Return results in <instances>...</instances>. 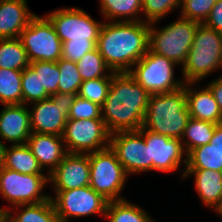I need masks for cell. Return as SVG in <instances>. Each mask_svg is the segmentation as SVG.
I'll return each instance as SVG.
<instances>
[{
  "label": "cell",
  "instance_id": "e0dca14e",
  "mask_svg": "<svg viewBox=\"0 0 222 222\" xmlns=\"http://www.w3.org/2000/svg\"><path fill=\"white\" fill-rule=\"evenodd\" d=\"M0 111V140L16 144H27L31 135L29 107L25 104L2 105ZM6 141V142H5Z\"/></svg>",
  "mask_w": 222,
  "mask_h": 222
},
{
  "label": "cell",
  "instance_id": "e575fe53",
  "mask_svg": "<svg viewBox=\"0 0 222 222\" xmlns=\"http://www.w3.org/2000/svg\"><path fill=\"white\" fill-rule=\"evenodd\" d=\"M30 66L39 75L41 86L51 96L58 93V82L60 79V72L57 62L53 61H35L30 62Z\"/></svg>",
  "mask_w": 222,
  "mask_h": 222
},
{
  "label": "cell",
  "instance_id": "30bf717a",
  "mask_svg": "<svg viewBox=\"0 0 222 222\" xmlns=\"http://www.w3.org/2000/svg\"><path fill=\"white\" fill-rule=\"evenodd\" d=\"M19 39L29 62H57L62 58V41L46 16L35 15L20 33Z\"/></svg>",
  "mask_w": 222,
  "mask_h": 222
},
{
  "label": "cell",
  "instance_id": "f35d334b",
  "mask_svg": "<svg viewBox=\"0 0 222 222\" xmlns=\"http://www.w3.org/2000/svg\"><path fill=\"white\" fill-rule=\"evenodd\" d=\"M206 86L211 90L214 98L216 99L222 115V76L219 75V77L210 81V83Z\"/></svg>",
  "mask_w": 222,
  "mask_h": 222
},
{
  "label": "cell",
  "instance_id": "60d3db41",
  "mask_svg": "<svg viewBox=\"0 0 222 222\" xmlns=\"http://www.w3.org/2000/svg\"><path fill=\"white\" fill-rule=\"evenodd\" d=\"M7 206L0 208V222H9V208H6Z\"/></svg>",
  "mask_w": 222,
  "mask_h": 222
},
{
  "label": "cell",
  "instance_id": "1f68e13d",
  "mask_svg": "<svg viewBox=\"0 0 222 222\" xmlns=\"http://www.w3.org/2000/svg\"><path fill=\"white\" fill-rule=\"evenodd\" d=\"M57 64L60 72L58 92L78 95L83 80L77 69L76 62L61 58L57 61Z\"/></svg>",
  "mask_w": 222,
  "mask_h": 222
},
{
  "label": "cell",
  "instance_id": "2e32d148",
  "mask_svg": "<svg viewBox=\"0 0 222 222\" xmlns=\"http://www.w3.org/2000/svg\"><path fill=\"white\" fill-rule=\"evenodd\" d=\"M89 154L68 153L49 175L53 191H68L90 184Z\"/></svg>",
  "mask_w": 222,
  "mask_h": 222
},
{
  "label": "cell",
  "instance_id": "ba28073f",
  "mask_svg": "<svg viewBox=\"0 0 222 222\" xmlns=\"http://www.w3.org/2000/svg\"><path fill=\"white\" fill-rule=\"evenodd\" d=\"M176 63L148 50L128 72L150 95L179 89L184 81L175 77Z\"/></svg>",
  "mask_w": 222,
  "mask_h": 222
},
{
  "label": "cell",
  "instance_id": "ffe728a7",
  "mask_svg": "<svg viewBox=\"0 0 222 222\" xmlns=\"http://www.w3.org/2000/svg\"><path fill=\"white\" fill-rule=\"evenodd\" d=\"M27 0H0V39L19 38L36 15Z\"/></svg>",
  "mask_w": 222,
  "mask_h": 222
},
{
  "label": "cell",
  "instance_id": "7402d4cb",
  "mask_svg": "<svg viewBox=\"0 0 222 222\" xmlns=\"http://www.w3.org/2000/svg\"><path fill=\"white\" fill-rule=\"evenodd\" d=\"M3 167L21 174L48 175L39 165L27 144L5 146Z\"/></svg>",
  "mask_w": 222,
  "mask_h": 222
},
{
  "label": "cell",
  "instance_id": "ac0fdd59",
  "mask_svg": "<svg viewBox=\"0 0 222 222\" xmlns=\"http://www.w3.org/2000/svg\"><path fill=\"white\" fill-rule=\"evenodd\" d=\"M27 145L42 169L48 168V175L68 154L62 137L54 134L31 133Z\"/></svg>",
  "mask_w": 222,
  "mask_h": 222
},
{
  "label": "cell",
  "instance_id": "d6a6232c",
  "mask_svg": "<svg viewBox=\"0 0 222 222\" xmlns=\"http://www.w3.org/2000/svg\"><path fill=\"white\" fill-rule=\"evenodd\" d=\"M112 77L111 71L106 77L83 81L78 95L102 106L107 98Z\"/></svg>",
  "mask_w": 222,
  "mask_h": 222
},
{
  "label": "cell",
  "instance_id": "3957f363",
  "mask_svg": "<svg viewBox=\"0 0 222 222\" xmlns=\"http://www.w3.org/2000/svg\"><path fill=\"white\" fill-rule=\"evenodd\" d=\"M62 41V58L77 62L96 48L103 22L96 21L82 8H59L45 15Z\"/></svg>",
  "mask_w": 222,
  "mask_h": 222
},
{
  "label": "cell",
  "instance_id": "83f0119b",
  "mask_svg": "<svg viewBox=\"0 0 222 222\" xmlns=\"http://www.w3.org/2000/svg\"><path fill=\"white\" fill-rule=\"evenodd\" d=\"M202 169L222 172V154L210 143L194 148L187 154L186 170Z\"/></svg>",
  "mask_w": 222,
  "mask_h": 222
},
{
  "label": "cell",
  "instance_id": "ab89813d",
  "mask_svg": "<svg viewBox=\"0 0 222 222\" xmlns=\"http://www.w3.org/2000/svg\"><path fill=\"white\" fill-rule=\"evenodd\" d=\"M209 143L222 154V123L216 125L214 134Z\"/></svg>",
  "mask_w": 222,
  "mask_h": 222
},
{
  "label": "cell",
  "instance_id": "5b68a950",
  "mask_svg": "<svg viewBox=\"0 0 222 222\" xmlns=\"http://www.w3.org/2000/svg\"><path fill=\"white\" fill-rule=\"evenodd\" d=\"M222 69V33L199 23L181 70L185 83H200L208 75Z\"/></svg>",
  "mask_w": 222,
  "mask_h": 222
},
{
  "label": "cell",
  "instance_id": "484cf974",
  "mask_svg": "<svg viewBox=\"0 0 222 222\" xmlns=\"http://www.w3.org/2000/svg\"><path fill=\"white\" fill-rule=\"evenodd\" d=\"M217 124L190 118L181 139L185 153L206 145L212 139Z\"/></svg>",
  "mask_w": 222,
  "mask_h": 222
},
{
  "label": "cell",
  "instance_id": "b9f144b4",
  "mask_svg": "<svg viewBox=\"0 0 222 222\" xmlns=\"http://www.w3.org/2000/svg\"><path fill=\"white\" fill-rule=\"evenodd\" d=\"M5 144L0 140V169L3 167Z\"/></svg>",
  "mask_w": 222,
  "mask_h": 222
},
{
  "label": "cell",
  "instance_id": "8d00e7d4",
  "mask_svg": "<svg viewBox=\"0 0 222 222\" xmlns=\"http://www.w3.org/2000/svg\"><path fill=\"white\" fill-rule=\"evenodd\" d=\"M68 119L87 120L102 119V109L97 103L76 95L75 100L70 108Z\"/></svg>",
  "mask_w": 222,
  "mask_h": 222
},
{
  "label": "cell",
  "instance_id": "d6986e66",
  "mask_svg": "<svg viewBox=\"0 0 222 222\" xmlns=\"http://www.w3.org/2000/svg\"><path fill=\"white\" fill-rule=\"evenodd\" d=\"M197 84L184 83L190 118L221 124V110L211 90L206 85L198 88Z\"/></svg>",
  "mask_w": 222,
  "mask_h": 222
},
{
  "label": "cell",
  "instance_id": "d590c367",
  "mask_svg": "<svg viewBox=\"0 0 222 222\" xmlns=\"http://www.w3.org/2000/svg\"><path fill=\"white\" fill-rule=\"evenodd\" d=\"M218 0H181L180 17L204 23Z\"/></svg>",
  "mask_w": 222,
  "mask_h": 222
},
{
  "label": "cell",
  "instance_id": "603a6c76",
  "mask_svg": "<svg viewBox=\"0 0 222 222\" xmlns=\"http://www.w3.org/2000/svg\"><path fill=\"white\" fill-rule=\"evenodd\" d=\"M100 12L106 21H142V0H98Z\"/></svg>",
  "mask_w": 222,
  "mask_h": 222
},
{
  "label": "cell",
  "instance_id": "d4e9b609",
  "mask_svg": "<svg viewBox=\"0 0 222 222\" xmlns=\"http://www.w3.org/2000/svg\"><path fill=\"white\" fill-rule=\"evenodd\" d=\"M105 218L108 222H154L144 208L128 199L109 201Z\"/></svg>",
  "mask_w": 222,
  "mask_h": 222
},
{
  "label": "cell",
  "instance_id": "6da1fadb",
  "mask_svg": "<svg viewBox=\"0 0 222 222\" xmlns=\"http://www.w3.org/2000/svg\"><path fill=\"white\" fill-rule=\"evenodd\" d=\"M96 47L112 72H129L149 50V23L103 21Z\"/></svg>",
  "mask_w": 222,
  "mask_h": 222
},
{
  "label": "cell",
  "instance_id": "7a4b0ae2",
  "mask_svg": "<svg viewBox=\"0 0 222 222\" xmlns=\"http://www.w3.org/2000/svg\"><path fill=\"white\" fill-rule=\"evenodd\" d=\"M150 94L128 73H115L102 109L108 131L139 130L148 108Z\"/></svg>",
  "mask_w": 222,
  "mask_h": 222
},
{
  "label": "cell",
  "instance_id": "74e56055",
  "mask_svg": "<svg viewBox=\"0 0 222 222\" xmlns=\"http://www.w3.org/2000/svg\"><path fill=\"white\" fill-rule=\"evenodd\" d=\"M204 24L219 33H222V0H218Z\"/></svg>",
  "mask_w": 222,
  "mask_h": 222
},
{
  "label": "cell",
  "instance_id": "7bdbcfd3",
  "mask_svg": "<svg viewBox=\"0 0 222 222\" xmlns=\"http://www.w3.org/2000/svg\"><path fill=\"white\" fill-rule=\"evenodd\" d=\"M216 214H218L222 219V205L216 210Z\"/></svg>",
  "mask_w": 222,
  "mask_h": 222
},
{
  "label": "cell",
  "instance_id": "8992f818",
  "mask_svg": "<svg viewBox=\"0 0 222 222\" xmlns=\"http://www.w3.org/2000/svg\"><path fill=\"white\" fill-rule=\"evenodd\" d=\"M159 21L149 23V50L183 66L199 22L178 17L162 28H156Z\"/></svg>",
  "mask_w": 222,
  "mask_h": 222
},
{
  "label": "cell",
  "instance_id": "836d02e7",
  "mask_svg": "<svg viewBox=\"0 0 222 222\" xmlns=\"http://www.w3.org/2000/svg\"><path fill=\"white\" fill-rule=\"evenodd\" d=\"M181 6V0H142V21L153 23L165 18Z\"/></svg>",
  "mask_w": 222,
  "mask_h": 222
},
{
  "label": "cell",
  "instance_id": "52a82bcc",
  "mask_svg": "<svg viewBox=\"0 0 222 222\" xmlns=\"http://www.w3.org/2000/svg\"><path fill=\"white\" fill-rule=\"evenodd\" d=\"M90 184L108 201L126 199L121 196L129 176L110 147L89 153Z\"/></svg>",
  "mask_w": 222,
  "mask_h": 222
},
{
  "label": "cell",
  "instance_id": "f546056e",
  "mask_svg": "<svg viewBox=\"0 0 222 222\" xmlns=\"http://www.w3.org/2000/svg\"><path fill=\"white\" fill-rule=\"evenodd\" d=\"M76 66L83 81L106 77L111 72L97 47L84 54Z\"/></svg>",
  "mask_w": 222,
  "mask_h": 222
},
{
  "label": "cell",
  "instance_id": "44dd1931",
  "mask_svg": "<svg viewBox=\"0 0 222 222\" xmlns=\"http://www.w3.org/2000/svg\"><path fill=\"white\" fill-rule=\"evenodd\" d=\"M190 176L194 177L195 189L202 204L216 212L222 205V172L207 169L185 170L183 180Z\"/></svg>",
  "mask_w": 222,
  "mask_h": 222
},
{
  "label": "cell",
  "instance_id": "8fae6325",
  "mask_svg": "<svg viewBox=\"0 0 222 222\" xmlns=\"http://www.w3.org/2000/svg\"><path fill=\"white\" fill-rule=\"evenodd\" d=\"M75 97L71 93L58 92L50 98L28 104L31 132L62 137Z\"/></svg>",
  "mask_w": 222,
  "mask_h": 222
},
{
  "label": "cell",
  "instance_id": "7c38bea8",
  "mask_svg": "<svg viewBox=\"0 0 222 222\" xmlns=\"http://www.w3.org/2000/svg\"><path fill=\"white\" fill-rule=\"evenodd\" d=\"M53 192L55 197L49 196L61 222L96 214L105 217L109 201L90 186Z\"/></svg>",
  "mask_w": 222,
  "mask_h": 222
},
{
  "label": "cell",
  "instance_id": "4316f807",
  "mask_svg": "<svg viewBox=\"0 0 222 222\" xmlns=\"http://www.w3.org/2000/svg\"><path fill=\"white\" fill-rule=\"evenodd\" d=\"M30 65L19 38L0 39V68L23 71Z\"/></svg>",
  "mask_w": 222,
  "mask_h": 222
},
{
  "label": "cell",
  "instance_id": "4dcf8cb0",
  "mask_svg": "<svg viewBox=\"0 0 222 222\" xmlns=\"http://www.w3.org/2000/svg\"><path fill=\"white\" fill-rule=\"evenodd\" d=\"M22 104L28 105L35 101L50 98V95L41 86L39 75L29 65L22 73Z\"/></svg>",
  "mask_w": 222,
  "mask_h": 222
},
{
  "label": "cell",
  "instance_id": "4fadbf2b",
  "mask_svg": "<svg viewBox=\"0 0 222 222\" xmlns=\"http://www.w3.org/2000/svg\"><path fill=\"white\" fill-rule=\"evenodd\" d=\"M111 133L102 119H67L62 139L71 154H89L109 147Z\"/></svg>",
  "mask_w": 222,
  "mask_h": 222
},
{
  "label": "cell",
  "instance_id": "277c9868",
  "mask_svg": "<svg viewBox=\"0 0 222 222\" xmlns=\"http://www.w3.org/2000/svg\"><path fill=\"white\" fill-rule=\"evenodd\" d=\"M189 119L183 85L171 92L149 96L142 127L151 132L181 140Z\"/></svg>",
  "mask_w": 222,
  "mask_h": 222
},
{
  "label": "cell",
  "instance_id": "f1b7e54d",
  "mask_svg": "<svg viewBox=\"0 0 222 222\" xmlns=\"http://www.w3.org/2000/svg\"><path fill=\"white\" fill-rule=\"evenodd\" d=\"M22 73L0 68V105L22 104Z\"/></svg>",
  "mask_w": 222,
  "mask_h": 222
},
{
  "label": "cell",
  "instance_id": "9c48e42d",
  "mask_svg": "<svg viewBox=\"0 0 222 222\" xmlns=\"http://www.w3.org/2000/svg\"><path fill=\"white\" fill-rule=\"evenodd\" d=\"M49 184V175L21 174L2 167L0 169V197L12 208L17 205L38 204L50 198L43 190Z\"/></svg>",
  "mask_w": 222,
  "mask_h": 222
},
{
  "label": "cell",
  "instance_id": "5bb4252c",
  "mask_svg": "<svg viewBox=\"0 0 222 222\" xmlns=\"http://www.w3.org/2000/svg\"><path fill=\"white\" fill-rule=\"evenodd\" d=\"M143 137L149 153V172H175L182 163L184 168L180 179H183L187 167V154L181 140L151 132L145 128H143Z\"/></svg>",
  "mask_w": 222,
  "mask_h": 222
},
{
  "label": "cell",
  "instance_id": "cb8c5ba5",
  "mask_svg": "<svg viewBox=\"0 0 222 222\" xmlns=\"http://www.w3.org/2000/svg\"><path fill=\"white\" fill-rule=\"evenodd\" d=\"M13 211V212H12ZM9 222H61L52 200L9 208Z\"/></svg>",
  "mask_w": 222,
  "mask_h": 222
},
{
  "label": "cell",
  "instance_id": "9a60e30c",
  "mask_svg": "<svg viewBox=\"0 0 222 222\" xmlns=\"http://www.w3.org/2000/svg\"><path fill=\"white\" fill-rule=\"evenodd\" d=\"M109 147L128 176L149 172V153L143 137V127L111 133Z\"/></svg>",
  "mask_w": 222,
  "mask_h": 222
}]
</instances>
